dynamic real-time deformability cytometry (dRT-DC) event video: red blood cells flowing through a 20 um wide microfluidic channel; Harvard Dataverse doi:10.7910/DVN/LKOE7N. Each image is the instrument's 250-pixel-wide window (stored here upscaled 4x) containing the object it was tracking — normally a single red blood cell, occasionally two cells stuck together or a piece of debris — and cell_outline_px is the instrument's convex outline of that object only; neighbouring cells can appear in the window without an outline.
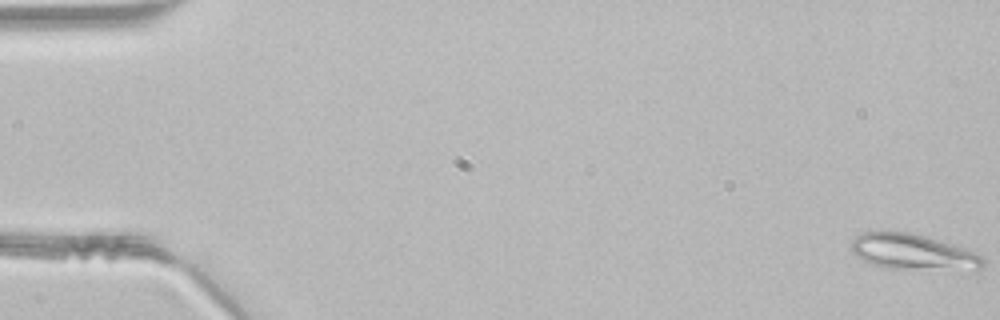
{"species": "common noctule bat (a hibernating species)", "species_latin": "Nyctalus noctula", "temperature_condition": "room temperature", "stored_images_in_passage": 48, "camera_frame_rate_fps": 3000, "um_per_image_px": 0.085, "animal": {"sex": "male", "body_mass_g": 21.5, "forearm_length_mm": 52.0}, "frame": {"image": 1, "passage_image": 1, "time_ms": 0.0, "image_size_px": [1000, 320], "cell_outline_px": [[984, 264], [976, 272], [884, 268], [860, 260], [852, 252], [852, 240], [856, 236], [864, 232], [880, 228], [884, 228], [908, 232], [924, 236], [964, 248], [980, 256], [984, 260]], "centroid_in_image_um": [77.58, 21.43], "position_along_channel_um": 7.4, "area_um2": 28.5}}
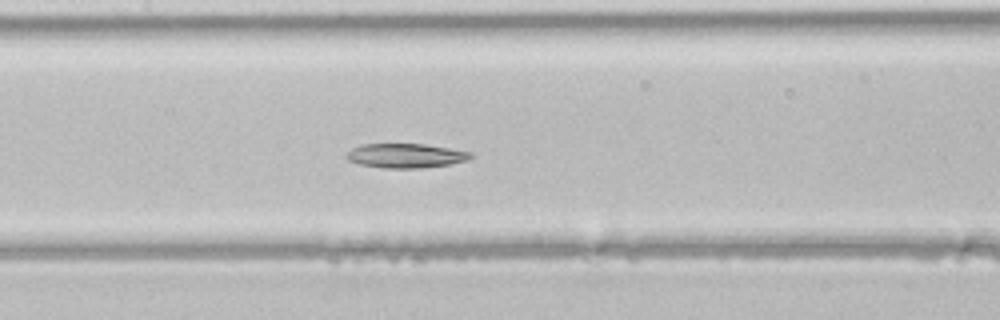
{"frame": {"image": 2, "passage_image": 23, "time_ms": 7.333, "image_size_px": [1000, 320], "cell_outline_px": [[472, 156], [468, 160], [448, 164], [420, 168], [384, 168], [360, 164], [348, 160], [344, 156], [352, 148], [360, 144], [424, 144], [472, 152]], "centroid_in_image_um": [34.45, 13.23], "position_along_channel_um": 172.9, "area_um2": 17.51}}
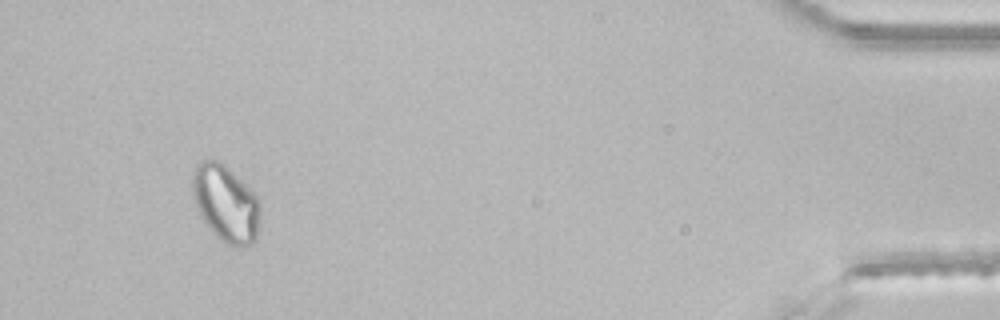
{"frame": {"image": 3, "passage_image": 45, "time_ms": 14.667, "image_size_px": [1000, 320], "cell_outline_px": [[260, 216], [256, 240], [252, 244], [244, 248], [236, 248], [220, 240], [204, 224], [200, 216], [192, 192], [192, 172], [196, 164], [200, 160], [216, 160], [224, 164], [256, 196], [260, 204]], "centroid_in_image_um": [19.17, 17.33], "position_along_channel_um": 416.0, "area_um2": 30.52}}